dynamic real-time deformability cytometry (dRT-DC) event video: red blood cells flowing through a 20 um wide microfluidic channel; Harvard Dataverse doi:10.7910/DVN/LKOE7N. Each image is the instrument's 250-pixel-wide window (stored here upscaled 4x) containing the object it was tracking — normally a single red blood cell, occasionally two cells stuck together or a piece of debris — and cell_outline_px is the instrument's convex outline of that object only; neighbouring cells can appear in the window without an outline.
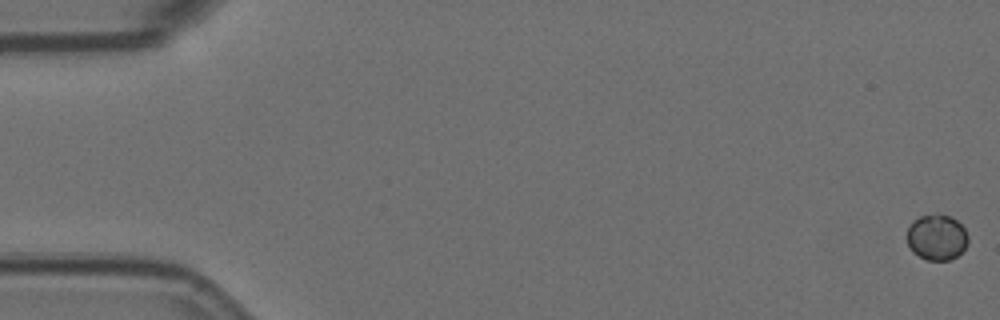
{"species": "Egyptian fruit bat (a non-hibernating species)", "species_latin": "Rousettus aegyptiacus", "temperature_condition": "room temperature", "stored_images_in_passage": 6, "camera_frame_rate_fps": 3000, "um_per_image_px": 0.085, "animal": {"sex": "female"}, "frame": {"image": 1, "passage_image": 1, "time_ms": 0.0, "image_size_px": [1000, 320], "cell_outline_px": [[968, 244], [956, 256], [948, 260], [924, 260], [912, 252], [908, 244], [908, 228], [912, 220], [920, 216], [948, 216], [956, 220], [964, 228], [968, 236]], "centroid_in_image_um": [79.61, 20.2], "position_along_channel_um": 5.4, "area_um2": 16.01}}